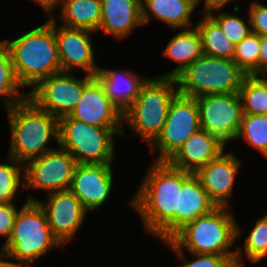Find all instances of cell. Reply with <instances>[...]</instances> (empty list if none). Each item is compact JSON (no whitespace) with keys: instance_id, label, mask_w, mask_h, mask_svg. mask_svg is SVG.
Returning a JSON list of instances; mask_svg holds the SVG:
<instances>
[{"instance_id":"cell-29","label":"cell","mask_w":267,"mask_h":267,"mask_svg":"<svg viewBox=\"0 0 267 267\" xmlns=\"http://www.w3.org/2000/svg\"><path fill=\"white\" fill-rule=\"evenodd\" d=\"M7 160L9 164L0 163V203H13L20 185L24 187V164L11 156Z\"/></svg>"},{"instance_id":"cell-16","label":"cell","mask_w":267,"mask_h":267,"mask_svg":"<svg viewBox=\"0 0 267 267\" xmlns=\"http://www.w3.org/2000/svg\"><path fill=\"white\" fill-rule=\"evenodd\" d=\"M69 116L97 127L123 128V113L95 77L84 87L82 97Z\"/></svg>"},{"instance_id":"cell-27","label":"cell","mask_w":267,"mask_h":267,"mask_svg":"<svg viewBox=\"0 0 267 267\" xmlns=\"http://www.w3.org/2000/svg\"><path fill=\"white\" fill-rule=\"evenodd\" d=\"M243 114L267 115V78L247 75L239 90Z\"/></svg>"},{"instance_id":"cell-5","label":"cell","mask_w":267,"mask_h":267,"mask_svg":"<svg viewBox=\"0 0 267 267\" xmlns=\"http://www.w3.org/2000/svg\"><path fill=\"white\" fill-rule=\"evenodd\" d=\"M177 94L175 77L148 78L137 98L123 112V127L134 129L132 136L140 135L150 146L160 135L170 102Z\"/></svg>"},{"instance_id":"cell-13","label":"cell","mask_w":267,"mask_h":267,"mask_svg":"<svg viewBox=\"0 0 267 267\" xmlns=\"http://www.w3.org/2000/svg\"><path fill=\"white\" fill-rule=\"evenodd\" d=\"M27 201H37L43 208L52 234L61 246H66L73 239L87 213L81 201L70 190L49 193L46 202L30 195Z\"/></svg>"},{"instance_id":"cell-12","label":"cell","mask_w":267,"mask_h":267,"mask_svg":"<svg viewBox=\"0 0 267 267\" xmlns=\"http://www.w3.org/2000/svg\"><path fill=\"white\" fill-rule=\"evenodd\" d=\"M196 102L202 130L225 145L236 139L243 115L239 93L203 95L196 97Z\"/></svg>"},{"instance_id":"cell-20","label":"cell","mask_w":267,"mask_h":267,"mask_svg":"<svg viewBox=\"0 0 267 267\" xmlns=\"http://www.w3.org/2000/svg\"><path fill=\"white\" fill-rule=\"evenodd\" d=\"M217 205L211 200L198 177L191 173L179 189L178 211H175V234L187 223L212 212Z\"/></svg>"},{"instance_id":"cell-40","label":"cell","mask_w":267,"mask_h":267,"mask_svg":"<svg viewBox=\"0 0 267 267\" xmlns=\"http://www.w3.org/2000/svg\"><path fill=\"white\" fill-rule=\"evenodd\" d=\"M5 256V253L3 251H0V267H18L17 263L15 262H9V261H3V257Z\"/></svg>"},{"instance_id":"cell-8","label":"cell","mask_w":267,"mask_h":267,"mask_svg":"<svg viewBox=\"0 0 267 267\" xmlns=\"http://www.w3.org/2000/svg\"><path fill=\"white\" fill-rule=\"evenodd\" d=\"M124 135L123 128H103L78 121L69 115L59 118V145L77 163L112 164L115 142L113 136Z\"/></svg>"},{"instance_id":"cell-39","label":"cell","mask_w":267,"mask_h":267,"mask_svg":"<svg viewBox=\"0 0 267 267\" xmlns=\"http://www.w3.org/2000/svg\"><path fill=\"white\" fill-rule=\"evenodd\" d=\"M237 250V254L235 259L230 260L224 267H242L244 266L245 262L244 260H246L245 258L243 259V254H241L242 252V248L241 247H236ZM242 255V256H241Z\"/></svg>"},{"instance_id":"cell-25","label":"cell","mask_w":267,"mask_h":267,"mask_svg":"<svg viewBox=\"0 0 267 267\" xmlns=\"http://www.w3.org/2000/svg\"><path fill=\"white\" fill-rule=\"evenodd\" d=\"M195 27L201 38L203 54L233 60L236 45L226 37L208 14H204Z\"/></svg>"},{"instance_id":"cell-6","label":"cell","mask_w":267,"mask_h":267,"mask_svg":"<svg viewBox=\"0 0 267 267\" xmlns=\"http://www.w3.org/2000/svg\"><path fill=\"white\" fill-rule=\"evenodd\" d=\"M54 245L61 244L52 234L45 211L37 201H26L1 251L6 258L17 260L18 267H30L33 260H38Z\"/></svg>"},{"instance_id":"cell-7","label":"cell","mask_w":267,"mask_h":267,"mask_svg":"<svg viewBox=\"0 0 267 267\" xmlns=\"http://www.w3.org/2000/svg\"><path fill=\"white\" fill-rule=\"evenodd\" d=\"M246 76L233 60L203 54L175 78L178 94L196 98L208 94L239 93Z\"/></svg>"},{"instance_id":"cell-3","label":"cell","mask_w":267,"mask_h":267,"mask_svg":"<svg viewBox=\"0 0 267 267\" xmlns=\"http://www.w3.org/2000/svg\"><path fill=\"white\" fill-rule=\"evenodd\" d=\"M10 128L9 156L23 164L53 150L47 147L54 138L59 145V118L40 109L28 97L7 110Z\"/></svg>"},{"instance_id":"cell-15","label":"cell","mask_w":267,"mask_h":267,"mask_svg":"<svg viewBox=\"0 0 267 267\" xmlns=\"http://www.w3.org/2000/svg\"><path fill=\"white\" fill-rule=\"evenodd\" d=\"M111 165L77 163L69 190L87 212H94L109 198L113 184Z\"/></svg>"},{"instance_id":"cell-9","label":"cell","mask_w":267,"mask_h":267,"mask_svg":"<svg viewBox=\"0 0 267 267\" xmlns=\"http://www.w3.org/2000/svg\"><path fill=\"white\" fill-rule=\"evenodd\" d=\"M201 129L196 98L177 94L170 102L166 121L150 150H158L156 161H168L185 141Z\"/></svg>"},{"instance_id":"cell-4","label":"cell","mask_w":267,"mask_h":267,"mask_svg":"<svg viewBox=\"0 0 267 267\" xmlns=\"http://www.w3.org/2000/svg\"><path fill=\"white\" fill-rule=\"evenodd\" d=\"M242 234L229 207H217L209 214L187 223L171 240L190 253L214 254L235 259L237 250H231Z\"/></svg>"},{"instance_id":"cell-14","label":"cell","mask_w":267,"mask_h":267,"mask_svg":"<svg viewBox=\"0 0 267 267\" xmlns=\"http://www.w3.org/2000/svg\"><path fill=\"white\" fill-rule=\"evenodd\" d=\"M54 18V32L57 42L58 57L63 72L83 70L86 74L94 76L100 67L96 65L91 35L93 31L86 29L67 28L56 26Z\"/></svg>"},{"instance_id":"cell-22","label":"cell","mask_w":267,"mask_h":267,"mask_svg":"<svg viewBox=\"0 0 267 267\" xmlns=\"http://www.w3.org/2000/svg\"><path fill=\"white\" fill-rule=\"evenodd\" d=\"M141 6L143 24L154 16L173 29L194 27L191 15L197 4L192 0H141Z\"/></svg>"},{"instance_id":"cell-17","label":"cell","mask_w":267,"mask_h":267,"mask_svg":"<svg viewBox=\"0 0 267 267\" xmlns=\"http://www.w3.org/2000/svg\"><path fill=\"white\" fill-rule=\"evenodd\" d=\"M241 160L232 152L221 153L217 158L199 168L194 174L217 207H229L233 185Z\"/></svg>"},{"instance_id":"cell-24","label":"cell","mask_w":267,"mask_h":267,"mask_svg":"<svg viewBox=\"0 0 267 267\" xmlns=\"http://www.w3.org/2000/svg\"><path fill=\"white\" fill-rule=\"evenodd\" d=\"M59 5H62L59 16L64 21L62 26L98 32L101 24V0H61Z\"/></svg>"},{"instance_id":"cell-1","label":"cell","mask_w":267,"mask_h":267,"mask_svg":"<svg viewBox=\"0 0 267 267\" xmlns=\"http://www.w3.org/2000/svg\"><path fill=\"white\" fill-rule=\"evenodd\" d=\"M190 174L167 161H156L148 168L139 190L129 202L143 220L146 234H152L162 242L175 235L179 189Z\"/></svg>"},{"instance_id":"cell-23","label":"cell","mask_w":267,"mask_h":267,"mask_svg":"<svg viewBox=\"0 0 267 267\" xmlns=\"http://www.w3.org/2000/svg\"><path fill=\"white\" fill-rule=\"evenodd\" d=\"M163 54L178 63V66L166 74L159 75V77H176L188 65L203 55L201 38L196 27L181 29L170 39Z\"/></svg>"},{"instance_id":"cell-31","label":"cell","mask_w":267,"mask_h":267,"mask_svg":"<svg viewBox=\"0 0 267 267\" xmlns=\"http://www.w3.org/2000/svg\"><path fill=\"white\" fill-rule=\"evenodd\" d=\"M244 256L252 263H259L267 256V214L258 219L244 242Z\"/></svg>"},{"instance_id":"cell-36","label":"cell","mask_w":267,"mask_h":267,"mask_svg":"<svg viewBox=\"0 0 267 267\" xmlns=\"http://www.w3.org/2000/svg\"><path fill=\"white\" fill-rule=\"evenodd\" d=\"M267 75V36H260V52L258 60V77Z\"/></svg>"},{"instance_id":"cell-30","label":"cell","mask_w":267,"mask_h":267,"mask_svg":"<svg viewBox=\"0 0 267 267\" xmlns=\"http://www.w3.org/2000/svg\"><path fill=\"white\" fill-rule=\"evenodd\" d=\"M260 36L250 33L235 46L233 61L247 74L258 76Z\"/></svg>"},{"instance_id":"cell-11","label":"cell","mask_w":267,"mask_h":267,"mask_svg":"<svg viewBox=\"0 0 267 267\" xmlns=\"http://www.w3.org/2000/svg\"><path fill=\"white\" fill-rule=\"evenodd\" d=\"M94 78L78 79L70 72H59L41 80L27 94L40 109L60 118L69 115L82 97L84 87Z\"/></svg>"},{"instance_id":"cell-41","label":"cell","mask_w":267,"mask_h":267,"mask_svg":"<svg viewBox=\"0 0 267 267\" xmlns=\"http://www.w3.org/2000/svg\"><path fill=\"white\" fill-rule=\"evenodd\" d=\"M195 4L199 5L200 1L202 0H192Z\"/></svg>"},{"instance_id":"cell-18","label":"cell","mask_w":267,"mask_h":267,"mask_svg":"<svg viewBox=\"0 0 267 267\" xmlns=\"http://www.w3.org/2000/svg\"><path fill=\"white\" fill-rule=\"evenodd\" d=\"M225 147L216 136L200 129L191 135L167 162L175 168L195 173L224 152Z\"/></svg>"},{"instance_id":"cell-32","label":"cell","mask_w":267,"mask_h":267,"mask_svg":"<svg viewBox=\"0 0 267 267\" xmlns=\"http://www.w3.org/2000/svg\"><path fill=\"white\" fill-rule=\"evenodd\" d=\"M208 15L219 25L226 37L235 45L252 33L249 18L247 25L242 18L231 13L219 12V14L214 15L212 11Z\"/></svg>"},{"instance_id":"cell-38","label":"cell","mask_w":267,"mask_h":267,"mask_svg":"<svg viewBox=\"0 0 267 267\" xmlns=\"http://www.w3.org/2000/svg\"><path fill=\"white\" fill-rule=\"evenodd\" d=\"M34 2L39 3L47 15H50L53 11L52 9L57 8L61 0H33Z\"/></svg>"},{"instance_id":"cell-10","label":"cell","mask_w":267,"mask_h":267,"mask_svg":"<svg viewBox=\"0 0 267 267\" xmlns=\"http://www.w3.org/2000/svg\"><path fill=\"white\" fill-rule=\"evenodd\" d=\"M24 164V188L49 193L69 190L75 167L74 156L58 146Z\"/></svg>"},{"instance_id":"cell-2","label":"cell","mask_w":267,"mask_h":267,"mask_svg":"<svg viewBox=\"0 0 267 267\" xmlns=\"http://www.w3.org/2000/svg\"><path fill=\"white\" fill-rule=\"evenodd\" d=\"M19 38L4 40L19 84L32 89L43 79L62 71L54 32V18Z\"/></svg>"},{"instance_id":"cell-21","label":"cell","mask_w":267,"mask_h":267,"mask_svg":"<svg viewBox=\"0 0 267 267\" xmlns=\"http://www.w3.org/2000/svg\"><path fill=\"white\" fill-rule=\"evenodd\" d=\"M94 77L122 113L134 102L142 85L148 79L130 70L118 71L106 68H99Z\"/></svg>"},{"instance_id":"cell-34","label":"cell","mask_w":267,"mask_h":267,"mask_svg":"<svg viewBox=\"0 0 267 267\" xmlns=\"http://www.w3.org/2000/svg\"><path fill=\"white\" fill-rule=\"evenodd\" d=\"M248 14L251 31L259 36H267V5L253 1Z\"/></svg>"},{"instance_id":"cell-26","label":"cell","mask_w":267,"mask_h":267,"mask_svg":"<svg viewBox=\"0 0 267 267\" xmlns=\"http://www.w3.org/2000/svg\"><path fill=\"white\" fill-rule=\"evenodd\" d=\"M20 87L22 86L15 76L10 51L2 40L0 41V99L4 101L7 110L28 97V94L19 92Z\"/></svg>"},{"instance_id":"cell-37","label":"cell","mask_w":267,"mask_h":267,"mask_svg":"<svg viewBox=\"0 0 267 267\" xmlns=\"http://www.w3.org/2000/svg\"><path fill=\"white\" fill-rule=\"evenodd\" d=\"M231 1L234 0H203L204 2V9L203 14H208L210 12L220 11L225 5L229 4Z\"/></svg>"},{"instance_id":"cell-19","label":"cell","mask_w":267,"mask_h":267,"mask_svg":"<svg viewBox=\"0 0 267 267\" xmlns=\"http://www.w3.org/2000/svg\"><path fill=\"white\" fill-rule=\"evenodd\" d=\"M101 24L98 31L126 38L132 29L143 25L141 0H101Z\"/></svg>"},{"instance_id":"cell-28","label":"cell","mask_w":267,"mask_h":267,"mask_svg":"<svg viewBox=\"0 0 267 267\" xmlns=\"http://www.w3.org/2000/svg\"><path fill=\"white\" fill-rule=\"evenodd\" d=\"M238 138L245 139L246 143L267 157V115L243 114Z\"/></svg>"},{"instance_id":"cell-33","label":"cell","mask_w":267,"mask_h":267,"mask_svg":"<svg viewBox=\"0 0 267 267\" xmlns=\"http://www.w3.org/2000/svg\"><path fill=\"white\" fill-rule=\"evenodd\" d=\"M163 243L168 248L170 247L179 256L181 261H184L181 267H224L230 261L226 256L190 253L196 259L189 262L185 257L184 250L180 249L171 239L163 241Z\"/></svg>"},{"instance_id":"cell-35","label":"cell","mask_w":267,"mask_h":267,"mask_svg":"<svg viewBox=\"0 0 267 267\" xmlns=\"http://www.w3.org/2000/svg\"><path fill=\"white\" fill-rule=\"evenodd\" d=\"M18 212L13 203H0V236L6 237L5 243L11 236Z\"/></svg>"}]
</instances>
